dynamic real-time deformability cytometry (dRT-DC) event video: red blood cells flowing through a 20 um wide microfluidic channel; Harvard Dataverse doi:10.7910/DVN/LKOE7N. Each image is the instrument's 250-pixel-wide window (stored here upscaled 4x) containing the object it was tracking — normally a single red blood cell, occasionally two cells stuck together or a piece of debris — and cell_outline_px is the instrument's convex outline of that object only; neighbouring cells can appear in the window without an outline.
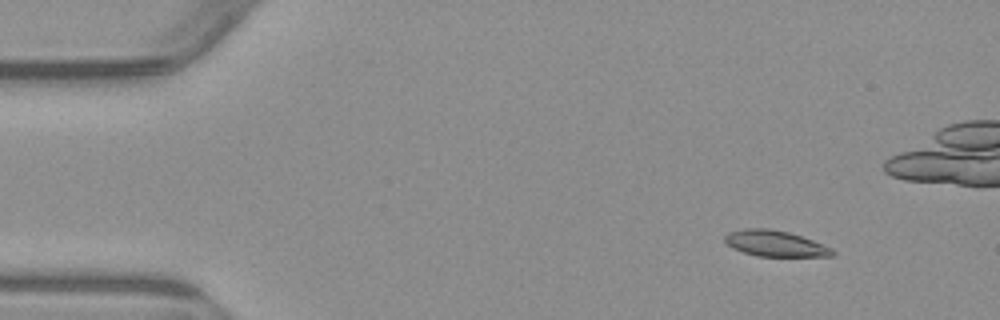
{"species": "common noctule bat (a hibernating species)", "species_latin": "Nyctalus noctula", "temperature_condition": "warm", "stored_images_in_passage": 5, "camera_frame_rate_fps": 3000, "um_per_image_px": 0.085, "animal": {"sex": "male", "body_mass_g": 23.1, "forearm_length_mm": 52.7}, "frame": {"image": 1, "passage_image": 2, "time_ms": 1.0, "image_size_px": [1000, 320], "cell_outline_px": [[836, 252], [832, 256], [756, 256], [732, 248], [724, 240], [724, 236], [728, 232], [744, 228], [768, 228], [788, 232], [812, 240], [832, 248]], "centroid_in_image_um": [65.86, 20.69], "position_along_channel_um": 19.1, "area_um2": 16.18}}